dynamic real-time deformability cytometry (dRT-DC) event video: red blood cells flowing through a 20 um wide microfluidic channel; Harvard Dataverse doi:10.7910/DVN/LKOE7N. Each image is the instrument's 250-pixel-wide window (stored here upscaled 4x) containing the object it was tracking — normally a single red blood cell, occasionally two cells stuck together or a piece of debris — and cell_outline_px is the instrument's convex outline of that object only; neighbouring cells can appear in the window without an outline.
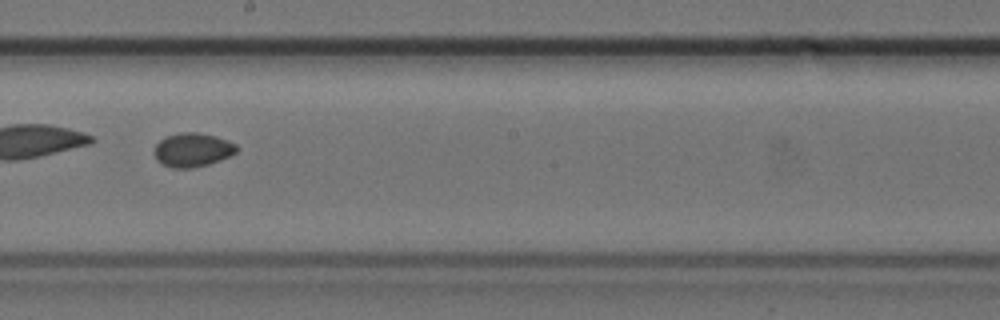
{"species": "common noctule bat (a hibernating species)", "species_latin": "Nyctalus noctula", "temperature_condition": "cold", "stored_images_in_passage": 37, "camera_frame_rate_fps": 3000, "um_per_image_px": 0.085, "animal": {"sex": "female", "body_mass_g": 24.6, "forearm_length_mm": 56.2}, "frame": {"image": 1, "passage_image": 16, "time_ms": 5.0, "image_size_px": [1000, 320], "cell_outline_px": [[240, 148], [236, 152], [220, 160], [208, 164], [192, 168], [172, 168], [160, 164], [156, 160], [156, 144], [164, 136], [180, 132], [196, 132], [216, 136], [228, 140], [236, 144]], "centroid_in_image_um": [16.37, 12.73], "position_along_channel_um": 231.8, "area_um2": 16.36}}